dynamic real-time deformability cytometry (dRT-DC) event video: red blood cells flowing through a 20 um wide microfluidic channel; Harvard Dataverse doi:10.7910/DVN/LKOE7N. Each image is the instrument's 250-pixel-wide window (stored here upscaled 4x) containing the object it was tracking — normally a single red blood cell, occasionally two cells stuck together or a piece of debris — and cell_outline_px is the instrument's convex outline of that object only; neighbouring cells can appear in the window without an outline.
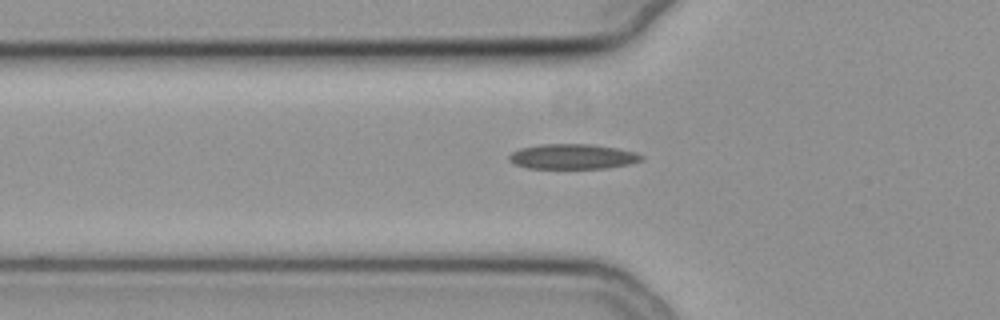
{"species": "common noctule bat (a hibernating species)", "species_latin": "Nyctalus noctula", "temperature_condition": "cold", "stored_images_in_passage": 45, "camera_frame_rate_fps": 3000, "um_per_image_px": 0.085, "animal": {"sex": "female", "body_mass_g": 19.3, "forearm_length_mm": 54.1}, "frame": {"image": 1, "passage_image": 14, "time_ms": 4.333, "image_size_px": [1000, 320], "cell_outline_px": [[644, 160], [628, 164], [608, 168], [528, 168], [512, 164], [508, 160], [508, 156], [512, 152], [520, 148], [540, 144], [592, 144], [616, 148], [636, 152], [644, 156]], "centroid_in_image_um": [48.66, 13.31], "position_along_channel_um": 77.1, "area_um2": 19.48}}
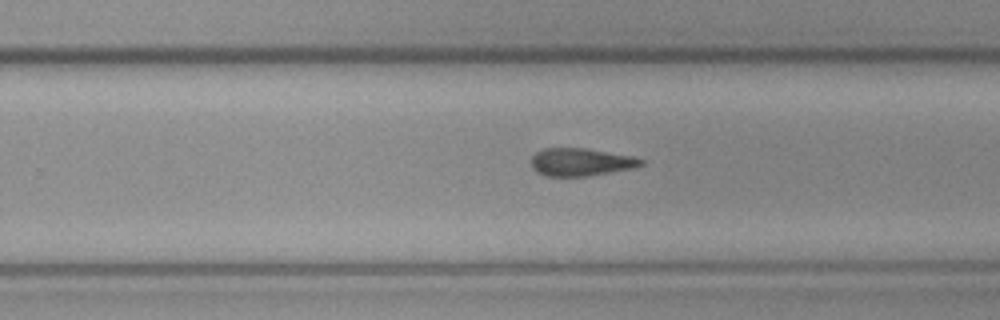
{"frame": {"image": 2, "passage_image": 30, "time_ms": 9.667, "image_size_px": [1000, 320], "cell_outline_px": [[644, 164], [636, 168], [588, 176], [544, 176], [536, 172], [532, 168], [532, 156], [536, 152], [544, 148], [584, 148], [636, 156], [644, 160]], "centroid_in_image_um": [49.41, 13.78], "position_along_channel_um": 280.4, "area_um2": 18.03}}
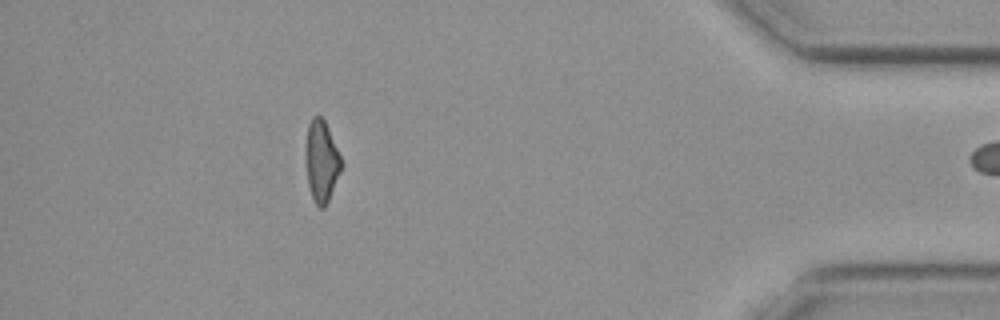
{"frame": {"image": 3, "passage_image": 44, "time_ms": 14.333, "image_size_px": [1000, 320], "cell_outline_px": [[344, 164], [328, 200], [324, 208], [320, 208], [316, 204], [312, 196], [308, 184], [304, 160], [308, 124], [312, 116], [320, 116], [324, 120]], "centroid_in_image_um": [27.31, 13.7], "position_along_channel_um": 407.9, "area_um2": 16.94}}